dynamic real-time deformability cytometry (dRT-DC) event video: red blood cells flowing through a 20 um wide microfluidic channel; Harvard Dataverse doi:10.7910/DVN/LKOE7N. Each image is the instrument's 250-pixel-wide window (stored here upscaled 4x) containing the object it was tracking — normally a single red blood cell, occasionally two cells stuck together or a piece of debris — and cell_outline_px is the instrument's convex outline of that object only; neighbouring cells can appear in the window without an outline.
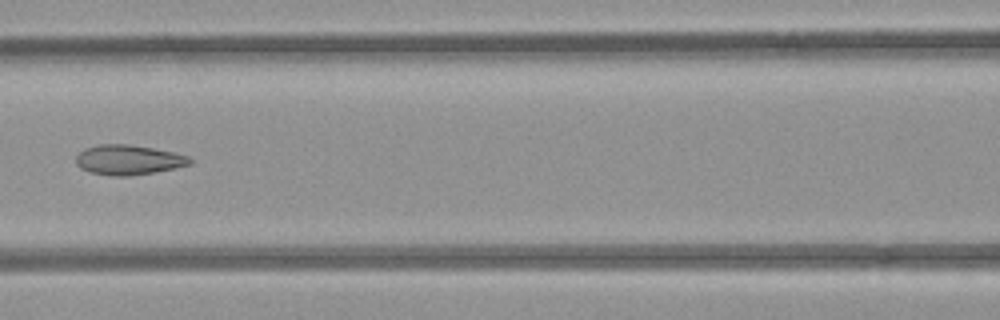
{"species": "common noctule bat (a hibernating species)", "species_latin": "Nyctalus noctula", "temperature_condition": "room temperature", "stored_images_in_passage": 4, "camera_frame_rate_fps": 3000, "um_per_image_px": 0.085, "animal": {"sex": "female", "body_mass_g": 21.9}, "frame": {"image": 1, "passage_image": 3, "time_ms": 2.333, "image_size_px": [1000, 320], "cell_outline_px": [[192, 164], [152, 172], [128, 176], [112, 176], [92, 172], [80, 168], [76, 164], [76, 156], [84, 148], [100, 144], [128, 144], [152, 148], [172, 152], [188, 156], [192, 160]], "centroid_in_image_um": [10.88, 13.58], "position_along_channel_um": 155.7, "area_um2": 19.59}}
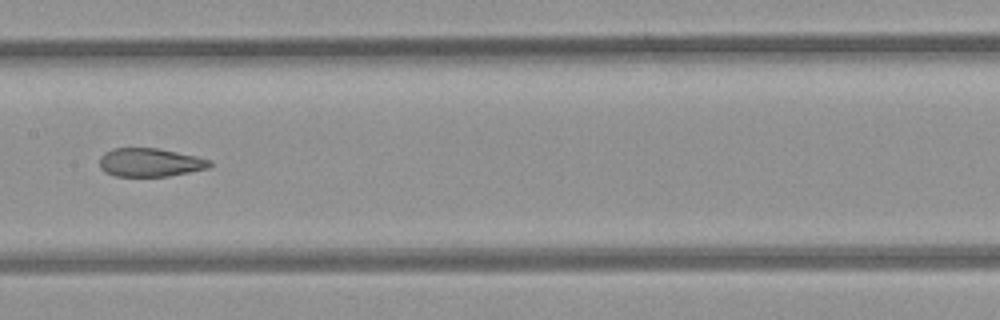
{"frame": {"image": 2, "passage_image": 4, "time_ms": 3.333, "image_size_px": [1000, 320], "cell_outline_px": [[212, 164], [208, 168], [168, 176], [116, 176], [104, 172], [100, 168], [100, 156], [104, 152], [112, 148], [156, 148], [196, 156], [212, 160]], "centroid_in_image_um": [12.73, 13.8], "position_along_channel_um": 194.7, "area_um2": 18.26}}